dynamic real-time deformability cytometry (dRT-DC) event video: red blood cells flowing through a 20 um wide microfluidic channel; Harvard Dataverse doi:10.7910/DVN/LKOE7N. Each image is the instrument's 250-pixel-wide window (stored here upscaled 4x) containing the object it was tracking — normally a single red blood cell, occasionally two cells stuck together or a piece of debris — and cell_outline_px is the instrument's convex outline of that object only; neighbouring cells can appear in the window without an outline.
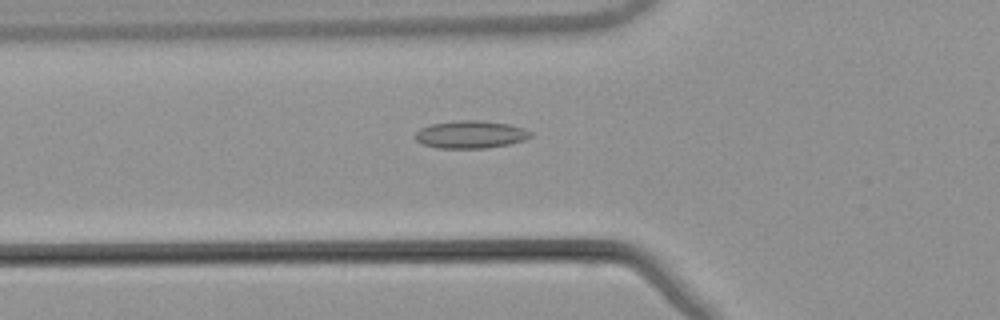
{"species": "common noctule bat (a hibernating species)", "species_latin": "Nyctalus noctula", "temperature_condition": "warm", "stored_images_in_passage": 54, "camera_frame_rate_fps": 3000, "um_per_image_px": 0.085, "animal": {"sex": "male", "body_mass_g": 21.5, "forearm_length_mm": 52.0}, "frame": {"image": 1, "passage_image": 20, "time_ms": 6.333, "image_size_px": [1000, 320], "cell_outline_px": [[532, 136], [524, 140], [508, 144], [488, 148], [436, 148], [424, 144], [416, 140], [416, 132], [420, 128], [428, 124], [460, 120], [480, 120], [508, 124], [524, 128], [532, 132]], "centroid_in_image_um": [40.0, 11.43], "position_along_channel_um": 85.8, "area_um2": 18.61}}
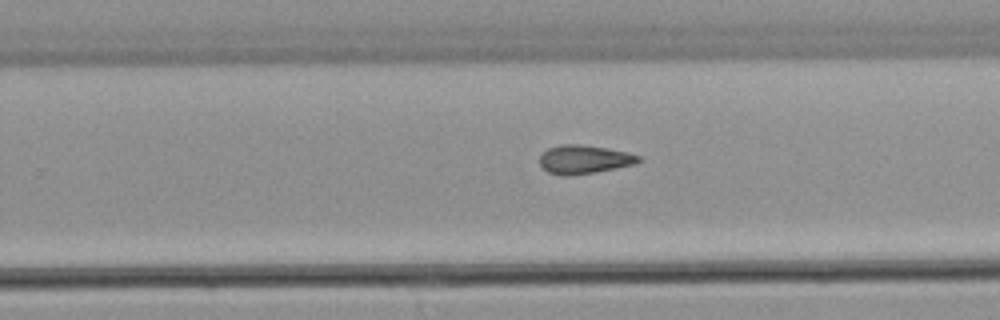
{"frame": {"image": 2, "passage_image": 35, "time_ms": 11.333, "image_size_px": [1000, 320], "cell_outline_px": [[644, 160], [636, 164], [596, 172], [572, 176], [564, 176], [548, 172], [540, 164], [540, 156], [548, 148], [560, 144], [576, 144], [608, 148], [628, 152], [640, 156]], "centroid_in_image_um": [49.69, 13.55], "position_along_channel_um": 280.1, "area_um2": 16.65}}
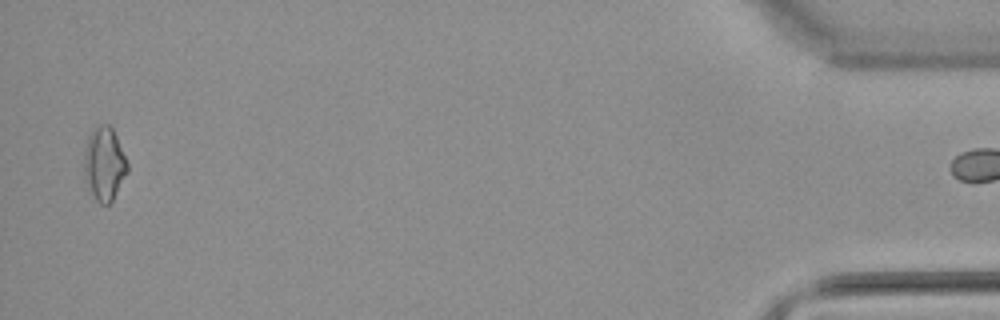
{"frame": {"image": 3, "passage_image": 53, "time_ms": 17.333, "image_size_px": [1000, 320], "cell_outline_px": [[128, 172], [112, 200], [108, 204], [100, 204], [96, 200], [88, 188], [84, 176], [84, 156], [88, 136], [92, 128], [96, 124], [108, 124], [112, 128], [116, 136], [128, 164]], "centroid_in_image_um": [8.85, 13.91], "position_along_channel_um": 426.4, "area_um2": 18.55}, "authors_computed_cell_mechanics": {"area_um2": 16.7042, "velocity_mm_per_s": 3.8889, "shape_relaxation_time_tau1_ms": null, "shape_relaxation_time_tau2_ms": 9.0247, "deformation_change_tau1": null, "deformation_change_tau2": 0.1856}}